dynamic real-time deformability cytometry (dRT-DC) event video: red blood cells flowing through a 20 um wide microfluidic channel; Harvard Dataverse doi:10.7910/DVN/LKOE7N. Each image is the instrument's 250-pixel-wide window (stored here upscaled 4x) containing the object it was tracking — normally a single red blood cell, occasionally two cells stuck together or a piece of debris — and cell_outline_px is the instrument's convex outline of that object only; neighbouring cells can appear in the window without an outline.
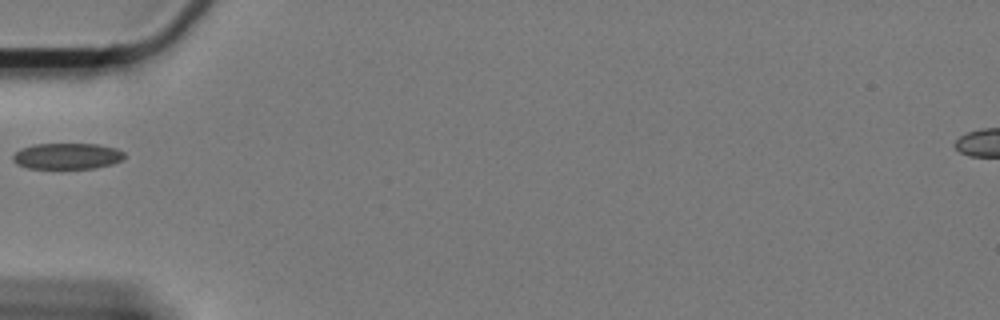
{"species": "Egyptian fruit bat (a non-hibernating species)", "species_latin": "Rousettus aegyptiacus", "temperature_condition": "cold", "stored_images_in_passage": 41, "camera_frame_rate_fps": 3000, "um_per_image_px": 0.085, "animal": {"sex": "female"}, "frame": {"image": 1, "passage_image": 1, "time_ms": 0.0, "image_size_px": [1000, 320], "cell_outline_px": [[124, 156], [120, 160], [112, 164], [96, 168], [28, 168], [16, 164], [12, 160], [12, 156], [20, 148], [32, 144], [96, 144], [116, 148], [124, 152]], "centroid_in_image_um": [5.67, 13.26], "position_along_channel_um": 79.3, "area_um2": 16.94}}
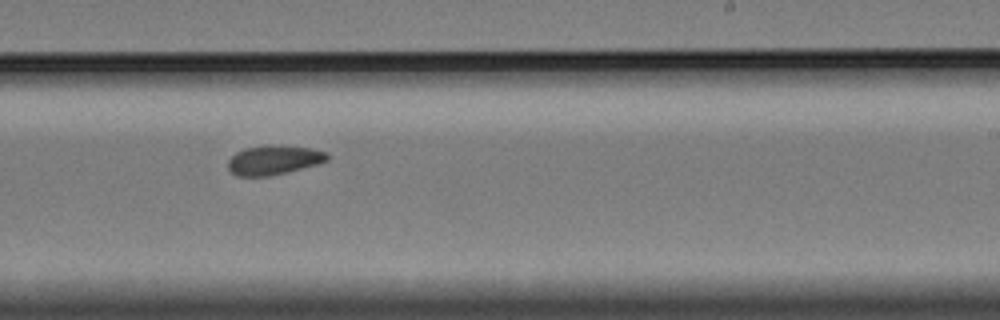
{"frame": {"image": 2, "passage_image": 18, "time_ms": 5.667, "image_size_px": [1000, 320], "cell_outline_px": [[328, 160], [320, 164], [288, 172], [268, 176], [236, 176], [228, 168], [228, 160], [236, 152], [244, 148], [264, 144], [268, 144], [312, 148], [328, 152]], "centroid_in_image_um": [23.29, 13.59], "position_along_channel_um": 265.7, "area_um2": 17.28}}
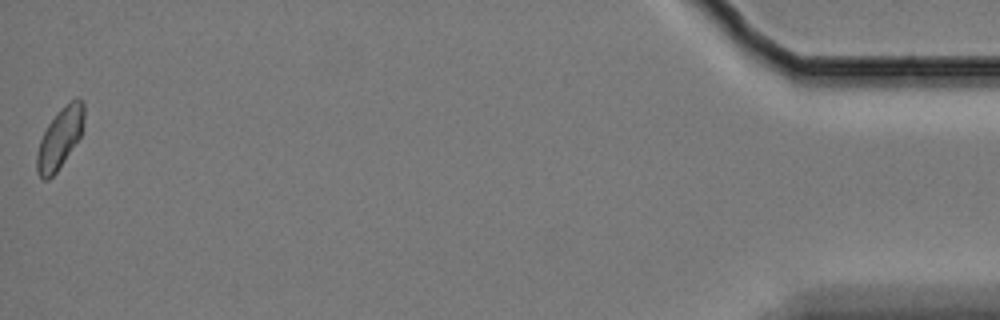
{"frame": {"image": 3, "passage_image": 41, "time_ms": 13.333, "image_size_px": [1000, 320], "cell_outline_px": [[84, 124], [80, 136], [56, 172], [48, 180], [44, 180], [36, 172], [36, 152], [40, 140], [48, 124], [56, 112], [68, 100], [76, 96], [80, 96], [84, 104]], "centroid_in_image_um": [5.09, 11.68], "position_along_channel_um": 430.1, "area_um2": 16.82}}